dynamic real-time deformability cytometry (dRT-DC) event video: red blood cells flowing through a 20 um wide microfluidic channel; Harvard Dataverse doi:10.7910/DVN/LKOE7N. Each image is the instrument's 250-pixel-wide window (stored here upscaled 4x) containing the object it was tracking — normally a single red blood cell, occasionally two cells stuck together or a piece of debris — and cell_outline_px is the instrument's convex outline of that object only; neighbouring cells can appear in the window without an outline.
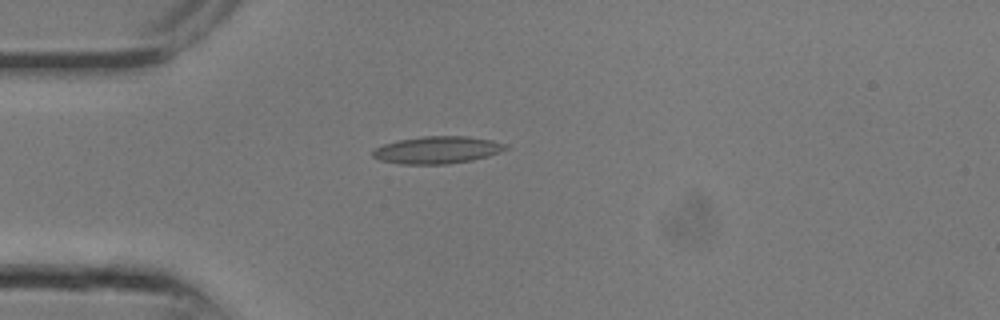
{"species": "common noctule bat (a hibernating species)", "species_latin": "Nyctalus noctula", "temperature_condition": "room temperature", "stored_images_in_passage": 5, "camera_frame_rate_fps": 3000, "um_per_image_px": 0.085, "animal": {"sex": "male", "body_mass_g": 13.3}, "frame": {"image": 1, "passage_image": 1, "time_ms": 0.0, "image_size_px": [1000, 320], "cell_outline_px": [[508, 148], [500, 152], [488, 156], [472, 160], [448, 164], [400, 164], [380, 160], [372, 156], [372, 148], [384, 144], [400, 140], [424, 136], [468, 136], [492, 140], [508, 144]], "centroid_in_image_um": [37.17, 12.75], "position_along_channel_um": 47.8, "area_um2": 21.21}}
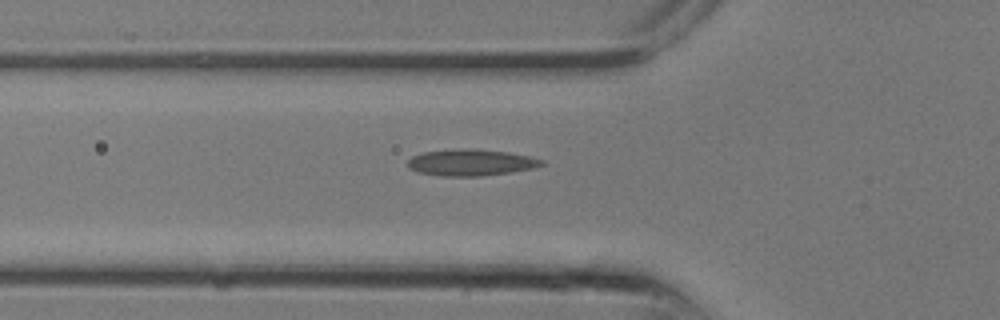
{"frame": {"image": 2, "passage_image": 3, "time_ms": 0.667, "image_size_px": [1000, 320], "cell_outline_px": [[544, 164], [532, 168], [512, 172], [480, 176], [444, 176], [420, 172], [412, 168], [408, 164], [408, 160], [412, 156], [424, 152], [508, 152], [528, 156], [544, 160]], "centroid_in_image_um": [40.09, 13.87], "position_along_channel_um": 85.7, "area_um2": 19.07}}
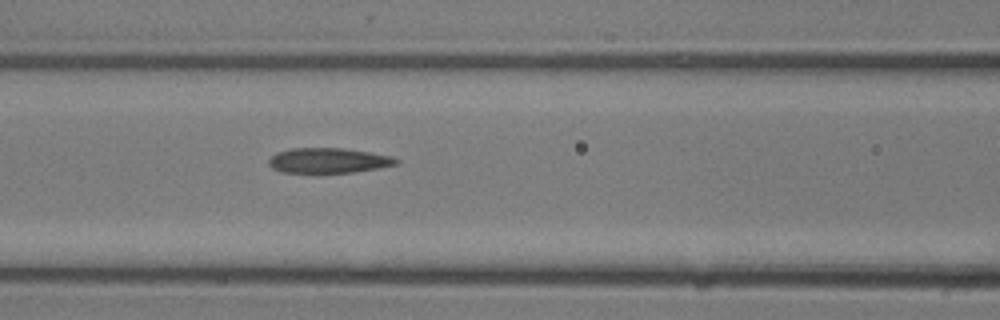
{"frame": {"image": 3, "passage_image": 5, "time_ms": 1.333, "image_size_px": [1000, 320], "cell_outline_px": [[400, 160], [396, 164], [376, 168], [352, 172], [280, 172], [272, 168], [268, 164], [268, 160], [276, 152], [292, 148], [340, 148], [368, 152], [388, 156]], "centroid_in_image_um": [27.84, 13.64], "position_along_channel_um": 138.8, "area_um2": 18.26}}